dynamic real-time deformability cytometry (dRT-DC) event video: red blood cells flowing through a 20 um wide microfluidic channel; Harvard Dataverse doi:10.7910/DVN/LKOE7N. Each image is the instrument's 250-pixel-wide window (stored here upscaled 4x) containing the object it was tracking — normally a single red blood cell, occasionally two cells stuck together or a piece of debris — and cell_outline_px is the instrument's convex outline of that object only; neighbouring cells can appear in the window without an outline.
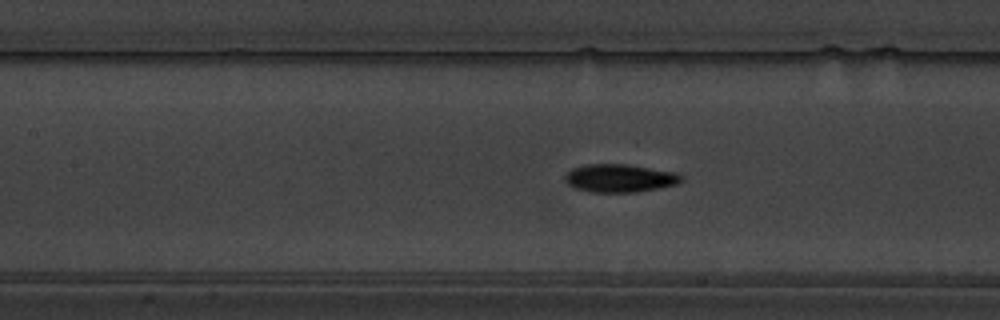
{"species": "common noctule bat (a hibernating species)", "species_latin": "Nyctalus noctula", "temperature_condition": "warm", "stored_images_in_passage": 40, "camera_frame_rate_fps": 3000, "um_per_image_px": 0.085, "animal": {"sex": "male", "body_mass_g": 19.5, "forearm_length_mm": 54.6}, "frame": {"image": 1, "passage_image": 10, "time_ms": 3.0, "image_size_px": [1000, 320], "cell_outline_px": [[684, 180], [676, 184], [636, 192], [592, 192], [576, 188], [568, 184], [564, 180], [564, 176], [572, 168], [584, 164], [628, 164], [676, 172], [684, 176]], "centroid_in_image_um": [52.68, 15.13], "position_along_channel_um": 154.7, "area_um2": 19.07}}
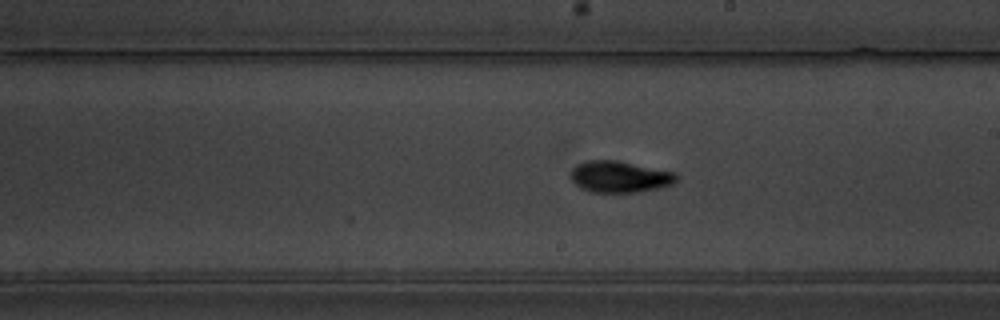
{"frame": {"image": 2, "passage_image": 17, "time_ms": 5.333, "image_size_px": [1000, 320], "cell_outline_px": [[680, 176], [672, 184], [656, 188], [636, 192], [592, 192], [580, 188], [568, 176], [568, 172], [576, 164], [588, 160], [616, 160], [676, 172]], "centroid_in_image_um": [52.63, 15.01], "position_along_channel_um": 236.4, "area_um2": 19.54}}
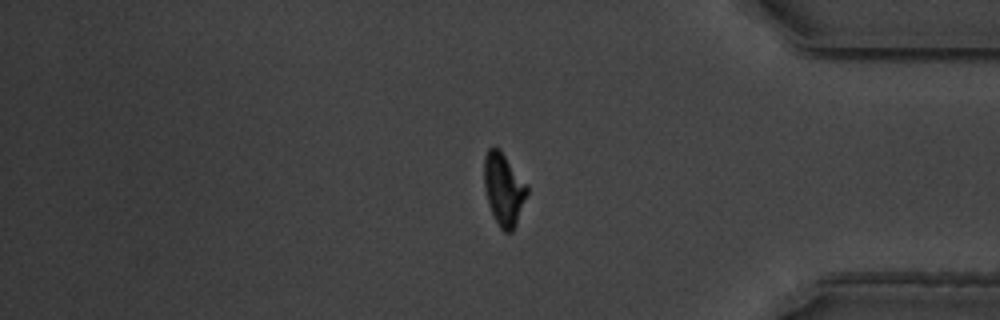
{"frame": {"image": 3, "passage_image": 32, "time_ms": 10.333, "image_size_px": [1000, 320], "cell_outline_px": [[528, 192], [516, 224], [512, 232], [504, 232], [500, 228], [488, 204], [484, 188], [484, 156], [488, 148], [492, 144], [500, 148], [528, 184]], "centroid_in_image_um": [42.81, 16.02], "position_along_channel_um": 392.4, "area_um2": 18.44}}